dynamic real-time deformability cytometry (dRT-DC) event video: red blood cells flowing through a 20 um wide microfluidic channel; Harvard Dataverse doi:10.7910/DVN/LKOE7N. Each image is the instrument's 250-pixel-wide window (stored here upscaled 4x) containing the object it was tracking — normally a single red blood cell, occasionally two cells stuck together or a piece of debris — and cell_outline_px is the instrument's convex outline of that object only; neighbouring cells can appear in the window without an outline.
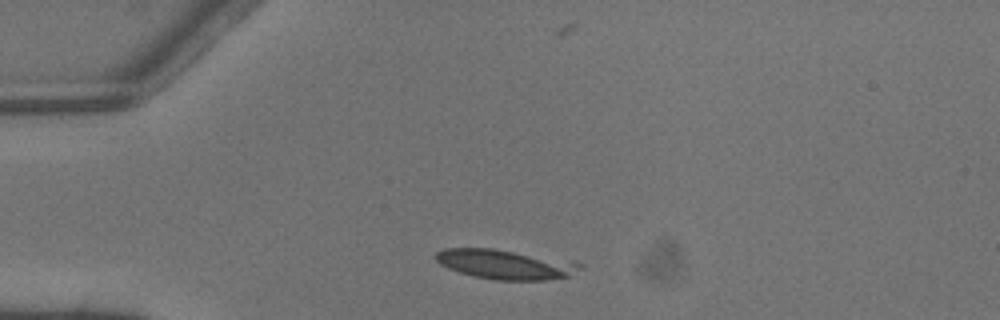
{"species": "common noctule bat (a hibernating species)", "species_latin": "Nyctalus noctula", "temperature_condition": "warm", "stored_images_in_passage": 4, "camera_frame_rate_fps": 3000, "um_per_image_px": 0.085, "animal": {"sex": "male", "body_mass_g": 13.3}, "frame": {"image": 1, "passage_image": 1, "time_ms": 0.0, "image_size_px": [1000, 320], "cell_outline_px": [[584, 268], [568, 276], [548, 280], [496, 280], [472, 276], [448, 268], [440, 264], [432, 256], [436, 252], [444, 248], [492, 248], [584, 264]], "centroid_in_image_um": [42.89, 22.48], "position_along_channel_um": 42.1, "area_um2": 24.62}}
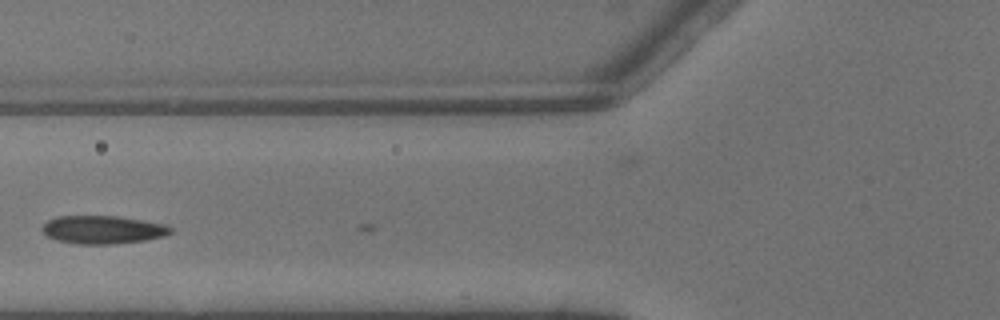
{"frame": {"image": 2, "passage_image": 3, "time_ms": 0.667, "image_size_px": [1000, 320], "cell_outline_px": [[172, 232], [164, 236], [148, 240], [116, 244], [76, 244], [56, 240], [48, 236], [40, 228], [48, 220], [56, 216], [116, 216], [168, 224], [172, 228]], "centroid_in_image_um": [8.76, 19.53], "position_along_channel_um": 117.0, "area_um2": 21.27}}